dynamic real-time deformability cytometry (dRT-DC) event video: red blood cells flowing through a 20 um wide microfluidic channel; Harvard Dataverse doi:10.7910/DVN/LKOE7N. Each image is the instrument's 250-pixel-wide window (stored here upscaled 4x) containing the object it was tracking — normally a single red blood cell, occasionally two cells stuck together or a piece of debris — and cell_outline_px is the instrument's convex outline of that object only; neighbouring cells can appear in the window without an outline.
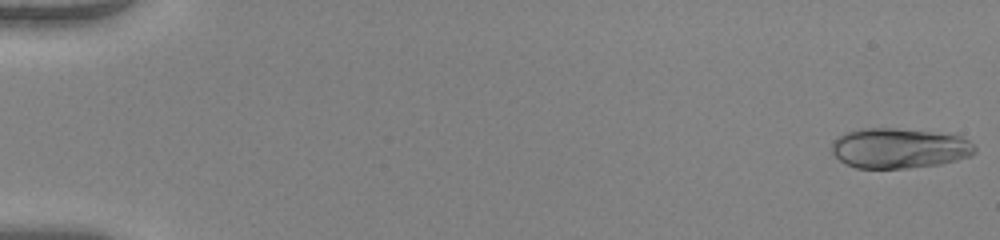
{"species": "human", "species_latin": "Homo sapiens", "temperature_condition": "warm", "stored_images_in_passage": 51, "camera_frame_rate_fps": 3000, "um_per_image_px": 0.085, "donor": {"sex": "female"}, "frame": {"image": 1, "passage_image": 1, "time_ms": 0.0, "image_size_px": [1000, 240], "cell_outline_px": [[976, 152], [972, 156], [940, 164], [908, 168], [856, 168], [844, 164], [832, 152], [832, 140], [836, 136], [860, 128], [892, 128], [932, 132], [960, 136], [968, 140], [976, 148]], "centroid_in_image_um": [76.41, 12.6], "position_along_channel_um": 8.6, "area_um2": 33.58}}
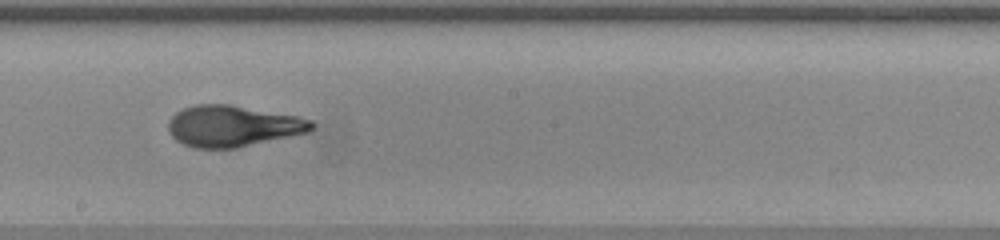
{"frame": {"image": 2, "passage_image": 30, "time_ms": 9.667, "image_size_px": [1000, 240], "cell_outline_px": [[316, 124], [308, 132], [236, 148], [196, 148], [184, 144], [176, 140], [172, 136], [168, 128], [168, 120], [176, 112], [184, 108], [196, 104], [228, 104], [296, 116], [312, 120]], "centroid_in_image_um": [19.77, 10.71], "position_along_channel_um": 228.4, "area_um2": 34.16}}
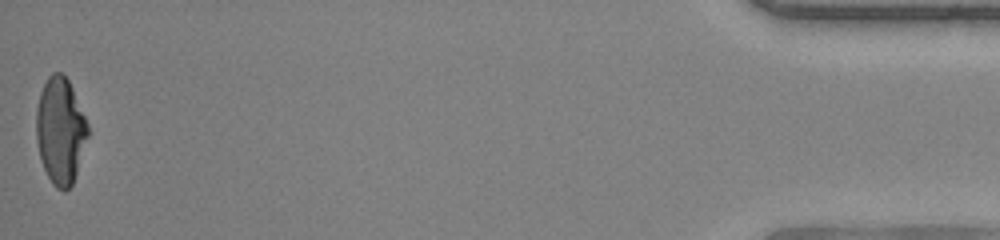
{"frame": {"image": 3, "passage_image": 51, "time_ms": 16.667, "image_size_px": [1000, 240], "cell_outline_px": [[88, 136], [72, 184], [64, 192], [56, 188], [52, 184], [40, 160], [36, 140], [36, 108], [40, 92], [48, 76], [52, 72], [60, 72], [68, 80], [72, 88], [88, 124]], "centroid_in_image_um": [5.11, 11.11], "position_along_channel_um": 430.1, "area_um2": 31.85}, "authors_computed_cell_mechanics": {"area_um2": 33.235, "velocity_mm_per_s": 4.1146, "shape_relaxation_time_tau1_ms": 9.0938, "shape_relaxation_time_tau2_ms": null, "deformation_change_tau1": 0.3835, "deformation_change_tau2": null}}